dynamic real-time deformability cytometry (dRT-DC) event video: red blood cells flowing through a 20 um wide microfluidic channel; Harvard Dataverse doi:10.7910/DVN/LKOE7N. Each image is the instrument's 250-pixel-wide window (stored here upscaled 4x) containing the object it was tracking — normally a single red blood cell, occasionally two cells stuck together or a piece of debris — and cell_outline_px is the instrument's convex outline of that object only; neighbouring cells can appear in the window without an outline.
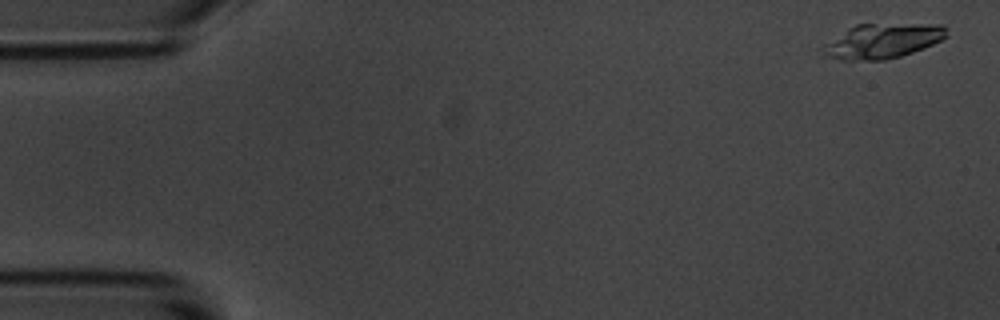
{"species": "common noctule bat (a hibernating species)", "species_latin": "Nyctalus noctula", "temperature_condition": "room temperature", "stored_images_in_passage": 5, "camera_frame_rate_fps": 3000, "um_per_image_px": 0.085, "animal": {"sex": "male", "body_mass_g": 20.1, "forearm_length_mm": 53.5}, "frame": {"image": 1, "passage_image": 1, "time_ms": 0.0, "image_size_px": [1000, 320], "cell_outline_px": [[948, 36], [932, 44], [912, 52], [900, 56], [884, 60], [840, 60], [828, 56], [816, 48], [820, 44], [848, 28], [856, 24], [944, 24], [948, 28]], "centroid_in_image_um": [74.95, 3.48], "position_along_channel_um": 10.1, "area_um2": 25.43}}
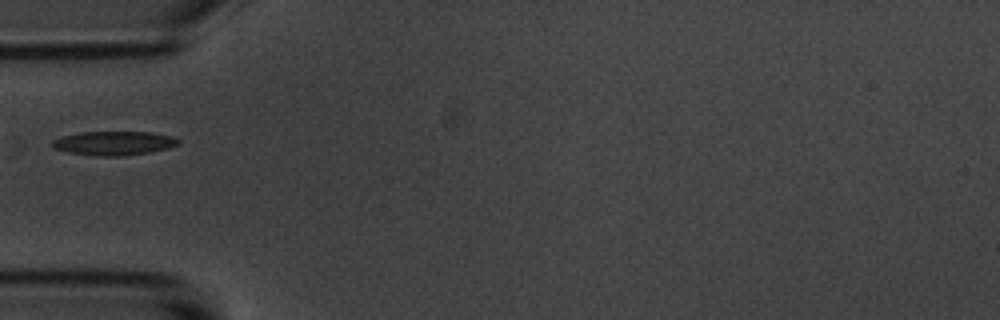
{"frame": {"image": 2, "passage_image": 5, "time_ms": 5.667, "image_size_px": [1000, 320], "cell_outline_px": [[180, 144], [168, 148], [148, 152], [120, 156], [96, 156], [68, 152], [56, 148], [52, 144], [52, 140], [64, 136], [80, 132], [148, 132], [172, 136], [180, 140]], "centroid_in_image_um": [9.71, 12.17], "position_along_channel_um": 75.3, "area_um2": 17.4}}